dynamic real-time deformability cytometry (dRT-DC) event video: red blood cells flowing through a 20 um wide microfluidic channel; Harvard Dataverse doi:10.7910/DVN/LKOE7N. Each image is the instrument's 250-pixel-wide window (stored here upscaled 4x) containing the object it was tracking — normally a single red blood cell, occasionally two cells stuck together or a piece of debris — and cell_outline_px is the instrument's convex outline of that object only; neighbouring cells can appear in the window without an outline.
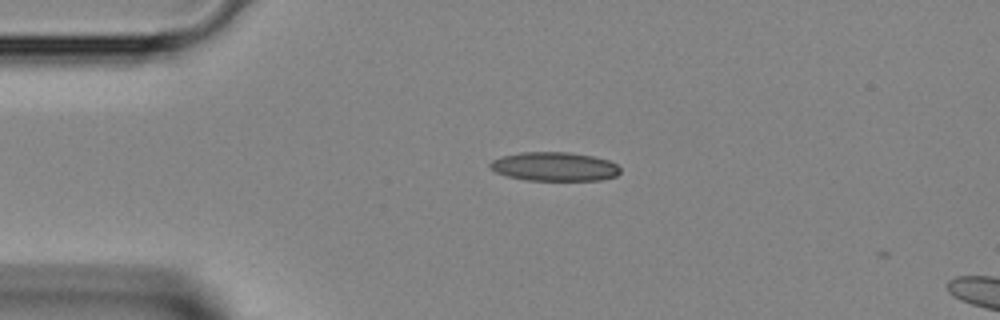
{"species": "Egyptian fruit bat (a non-hibernating species)", "species_latin": "Rousettus aegyptiacus", "temperature_condition": "room temperature", "stored_images_in_passage": 2, "camera_frame_rate_fps": 3000, "um_per_image_px": 0.085, "animal": {"sex": "female"}, "frame": {"image": 1, "passage_image": 1, "time_ms": 0.0, "image_size_px": [1000, 320], "cell_outline_px": [[620, 172], [616, 176], [600, 180], [528, 180], [508, 176], [496, 172], [488, 168], [488, 164], [492, 160], [500, 156], [520, 152], [568, 152], [592, 156], [608, 160], [616, 164], [620, 168]], "centroid_in_image_um": [47.09, 14.15], "position_along_channel_um": 37.9, "area_um2": 21.96}}